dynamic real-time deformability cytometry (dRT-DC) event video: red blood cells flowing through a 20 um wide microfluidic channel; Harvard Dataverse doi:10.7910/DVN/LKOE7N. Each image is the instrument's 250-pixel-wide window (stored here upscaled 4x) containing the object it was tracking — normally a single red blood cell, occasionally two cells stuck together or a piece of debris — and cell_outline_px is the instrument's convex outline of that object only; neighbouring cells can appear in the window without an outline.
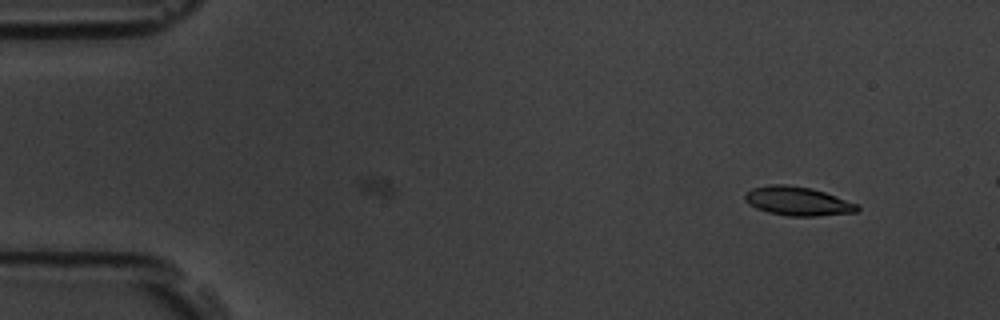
{"species": "common noctule bat (a hibernating species)", "species_latin": "Nyctalus noctula", "temperature_condition": "room temperature", "stored_images_in_passage": 11, "camera_frame_rate_fps": 3000, "um_per_image_px": 0.085, "animal": {"sex": "male", "body_mass_g": 19.5, "forearm_length_mm": 54.6}, "frame": {"image": 1, "passage_image": 2, "time_ms": 0.333, "image_size_px": [1000, 320], "cell_outline_px": [[860, 208], [856, 212], [816, 216], [788, 216], [768, 212], [756, 208], [748, 204], [744, 200], [744, 192], [752, 188], [768, 184], [784, 184], [812, 188], [836, 196], [856, 204]], "centroid_in_image_um": [67.74, 17.09], "position_along_channel_um": 17.3, "area_um2": 18.96}}